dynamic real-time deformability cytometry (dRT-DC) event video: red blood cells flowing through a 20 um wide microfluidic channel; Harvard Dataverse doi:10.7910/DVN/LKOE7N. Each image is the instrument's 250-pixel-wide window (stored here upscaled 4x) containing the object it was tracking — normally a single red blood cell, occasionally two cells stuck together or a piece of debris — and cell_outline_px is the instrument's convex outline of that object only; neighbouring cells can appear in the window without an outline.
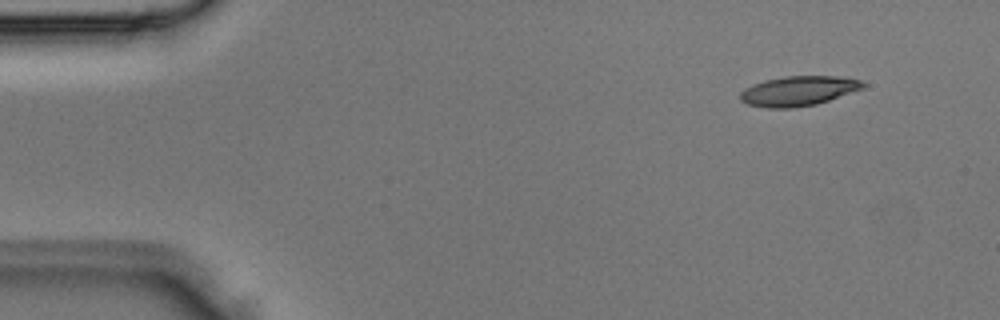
{"species": "Egyptian fruit bat (a non-hibernating species)", "species_latin": "Rousettus aegyptiacus", "temperature_condition": "room temperature", "stored_images_in_passage": 3, "camera_frame_rate_fps": 3000, "um_per_image_px": 0.085, "animal": {"sex": "male"}, "frame": {"image": 1, "passage_image": 1, "time_ms": 0.0, "image_size_px": [1000, 320], "cell_outline_px": [[864, 88], [816, 104], [792, 108], [768, 108], [748, 104], [740, 100], [740, 92], [744, 88], [764, 80], [784, 76], [836, 76], [860, 80], [864, 84]], "centroid_in_image_um": [67.83, 7.73], "position_along_channel_um": 17.2, "area_um2": 21.15}}